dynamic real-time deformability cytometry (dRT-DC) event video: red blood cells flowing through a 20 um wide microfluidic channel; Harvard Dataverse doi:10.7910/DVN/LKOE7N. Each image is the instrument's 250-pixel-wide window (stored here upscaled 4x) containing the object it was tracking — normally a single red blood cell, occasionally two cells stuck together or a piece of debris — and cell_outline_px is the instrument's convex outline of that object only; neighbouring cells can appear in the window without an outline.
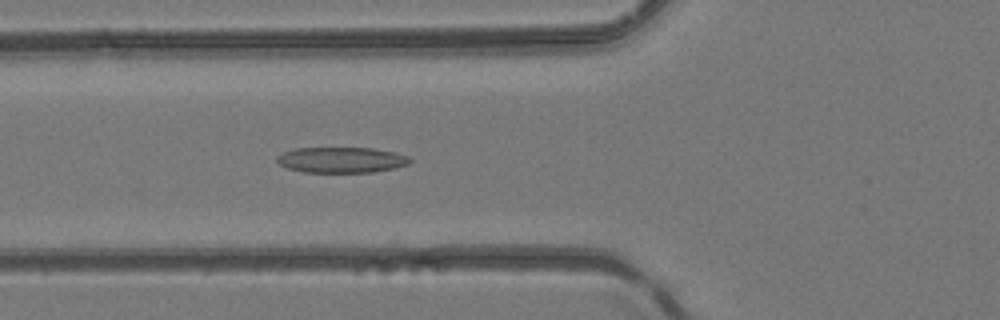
{"species": "common noctule bat (a hibernating species)", "species_latin": "Nyctalus noctula", "temperature_condition": "room temperature", "stored_images_in_passage": 46, "camera_frame_rate_fps": 3000, "um_per_image_px": 0.085, "animal": {"sex": "female", "body_mass_g": 24.6, "forearm_length_mm": 56.2}, "frame": {"image": 1, "passage_image": 17, "time_ms": 5.333, "image_size_px": [1000, 320], "cell_outline_px": [[412, 160], [408, 164], [396, 168], [372, 172], [304, 172], [288, 168], [280, 164], [276, 160], [276, 156], [292, 148], [372, 148], [396, 152], [408, 156]], "centroid_in_image_um": [29.03, 13.59], "position_along_channel_um": 96.8, "area_um2": 19.94}}
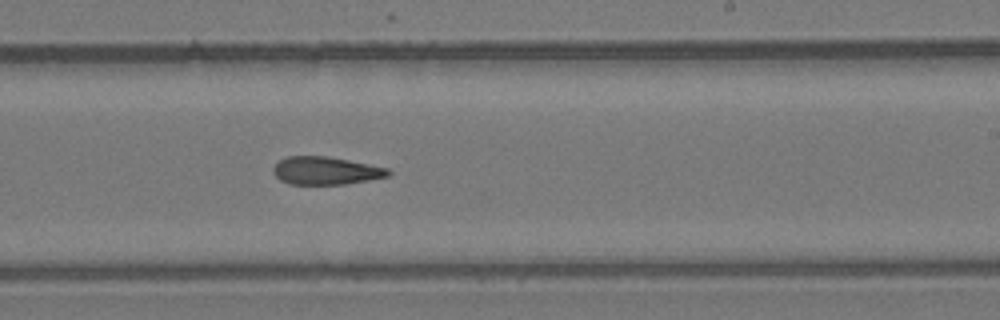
{"frame": {"image": 2, "passage_image": 28, "time_ms": 9.0, "image_size_px": [1000, 320], "cell_outline_px": [[392, 172], [388, 176], [368, 180], [344, 184], [288, 184], [280, 180], [272, 172], [272, 168], [280, 160], [288, 156], [328, 156], [388, 168]], "centroid_in_image_um": [27.67, 14.51], "position_along_channel_um": 261.3, "area_um2": 18.61}}
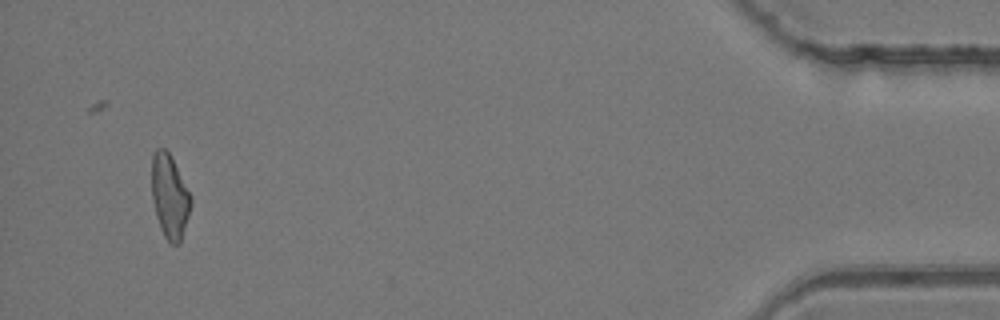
{"frame": {"image": 3, "passage_image": 44, "time_ms": 14.333, "image_size_px": [1000, 320], "cell_outline_px": [[192, 204], [180, 244], [172, 244], [164, 236], [160, 228], [156, 216], [152, 200], [152, 152], [156, 148], [164, 148], [168, 152], [192, 196]], "centroid_in_image_um": [14.42, 16.7], "position_along_channel_um": 420.8, "area_um2": 19.13}}